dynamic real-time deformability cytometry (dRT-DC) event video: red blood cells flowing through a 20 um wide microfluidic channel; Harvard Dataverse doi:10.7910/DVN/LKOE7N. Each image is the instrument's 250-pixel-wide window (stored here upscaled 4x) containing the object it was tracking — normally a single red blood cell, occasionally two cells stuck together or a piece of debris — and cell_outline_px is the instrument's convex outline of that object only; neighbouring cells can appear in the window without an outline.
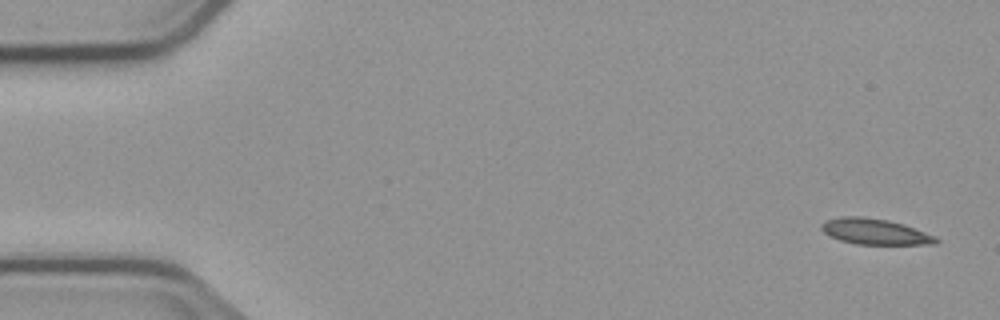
{"species": "common noctule bat (a hibernating species)", "species_latin": "Nyctalus noctula", "temperature_condition": "cold", "stored_images_in_passage": 4, "camera_frame_rate_fps": 3000, "um_per_image_px": 0.085, "animal": {"sex": "male", "body_mass_g": 23.1, "forearm_length_mm": 52.7}, "frame": {"image": 1, "passage_image": 1, "time_ms": 0.0, "image_size_px": [1000, 320], "cell_outline_px": [[940, 240], [936, 244], [856, 244], [840, 240], [824, 232], [820, 228], [820, 224], [824, 220], [840, 216], [864, 216], [888, 220], [904, 224], [936, 236]], "centroid_in_image_um": [74.36, 19.67], "position_along_channel_um": 10.6, "area_um2": 17.34}}
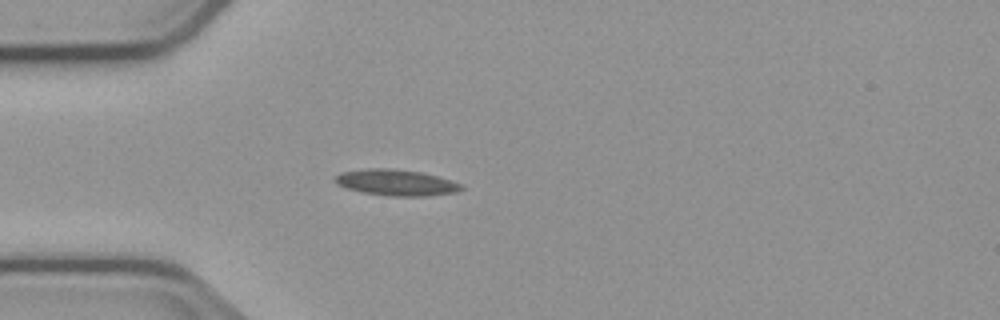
{"frame": {"image": 2, "passage_image": 4, "time_ms": 4.333, "image_size_px": [1000, 320], "cell_outline_px": [[464, 188], [456, 192], [428, 196], [388, 196], [360, 192], [344, 188], [336, 184], [336, 176], [340, 172], [368, 168], [388, 168], [420, 172], [452, 180], [464, 184]], "centroid_in_image_um": [33.68, 15.52], "position_along_channel_um": 51.3, "area_um2": 19.36}}